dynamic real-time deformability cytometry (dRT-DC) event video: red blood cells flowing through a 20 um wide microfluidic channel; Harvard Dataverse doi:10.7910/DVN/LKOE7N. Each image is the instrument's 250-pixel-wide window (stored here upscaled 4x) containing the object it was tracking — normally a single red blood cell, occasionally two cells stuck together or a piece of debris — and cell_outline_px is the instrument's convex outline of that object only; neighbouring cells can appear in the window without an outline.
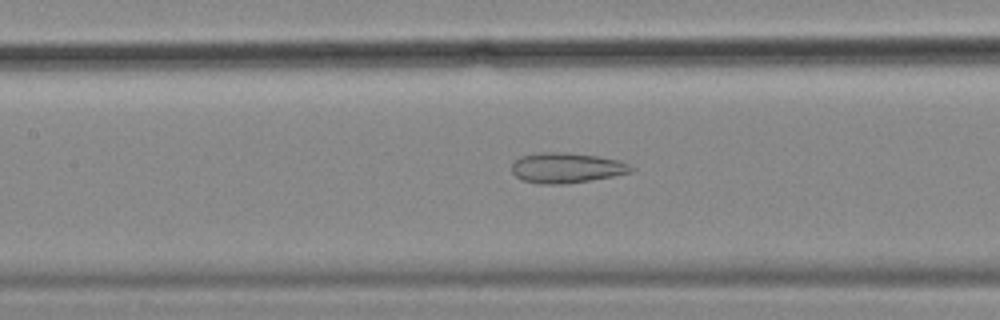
{"species": "common noctule bat (a hibernating species)", "species_latin": "Nyctalus noctula", "temperature_condition": "cold", "stored_images_in_passage": 52, "camera_frame_rate_fps": 3000, "um_per_image_px": 0.085, "animal": {"sex": "female", "body_mass_g": 18.4}, "frame": {"image": 1, "passage_image": 21, "time_ms": 6.667, "image_size_px": [1000, 320], "cell_outline_px": [[636, 168], [632, 172], [612, 176], [564, 184], [540, 184], [524, 180], [516, 176], [512, 172], [512, 164], [520, 156], [540, 152], [560, 152], [596, 156], [620, 160]], "centroid_in_image_um": [48.16, 14.26], "position_along_channel_um": 159.2, "area_um2": 20.87}}
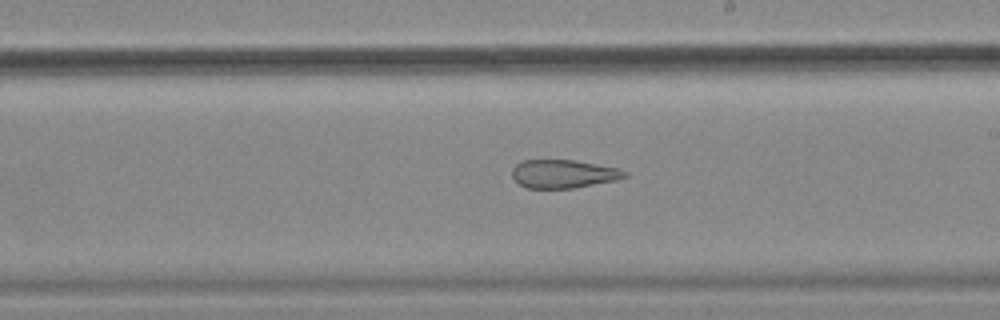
{"frame": {"image": 2, "passage_image": 28, "time_ms": 9.0, "image_size_px": [1000, 320], "cell_outline_px": [[628, 176], [616, 180], [572, 188], [524, 188], [512, 176], [512, 168], [516, 164], [524, 160], [576, 160], [620, 168], [628, 172]], "centroid_in_image_um": [47.91, 14.77], "position_along_channel_um": 241.1, "area_um2": 18.67}}
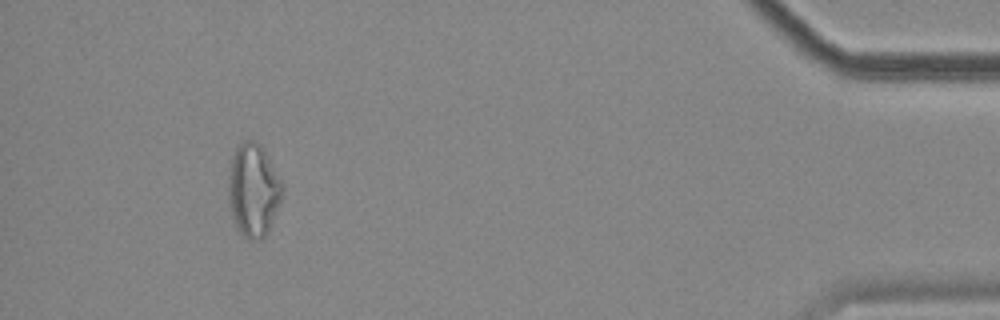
{"frame": {"image": 3, "passage_image": 48, "time_ms": 15.667, "image_size_px": [1000, 320], "cell_outline_px": [[284, 188], [280, 200], [268, 228], [264, 236], [260, 240], [256, 240], [244, 236], [236, 228], [232, 216], [228, 196], [228, 180], [232, 156], [236, 148], [244, 140], [256, 140], [264, 148], [284, 184]], "centroid_in_image_um": [21.53, 16.1], "position_along_channel_um": 413.7, "area_um2": 29.07}, "authors_computed_cell_mechanics": {"area_um2": 25.143, "velocity_mm_per_s": 3.5389, "shape_relaxation_time_tau1_ms": null, "shape_relaxation_time_tau2_ms": 3.3543, "deformation_change_tau1": null, "deformation_change_tau2": 0.133}}